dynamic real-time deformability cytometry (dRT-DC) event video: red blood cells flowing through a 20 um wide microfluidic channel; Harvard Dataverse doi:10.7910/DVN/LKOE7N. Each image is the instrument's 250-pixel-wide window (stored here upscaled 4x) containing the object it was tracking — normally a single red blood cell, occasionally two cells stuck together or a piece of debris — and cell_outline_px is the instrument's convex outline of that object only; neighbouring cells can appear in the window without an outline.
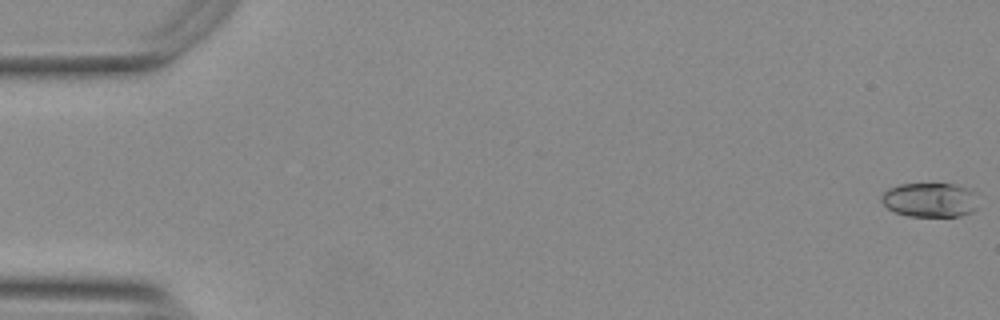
{"species": "Egyptian fruit bat (a non-hibernating species)", "species_latin": "Rousettus aegyptiacus", "temperature_condition": "warm", "stored_images_in_passage": 55, "camera_frame_rate_fps": 3000, "um_per_image_px": 0.085, "animal": {"sex": "female"}, "frame": {"image": 1, "passage_image": 1, "time_ms": 0.0, "image_size_px": [1000, 320], "cell_outline_px": [[976, 208], [972, 212], [960, 216], [908, 216], [896, 212], [888, 208], [880, 200], [880, 196], [888, 188], [900, 184], [952, 184], [964, 188], [968, 192]], "centroid_in_image_um": [78.91, 17.0], "position_along_channel_um": 6.1, "area_um2": 18.73}}
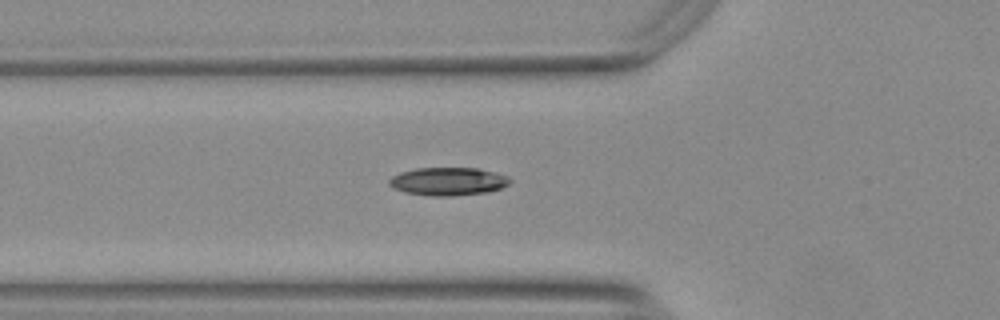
{"frame": {"image": 2, "passage_image": 20, "time_ms": 6.333, "image_size_px": [1000, 320], "cell_outline_px": [[512, 180], [508, 184], [500, 188], [488, 192], [452, 196], [432, 196], [408, 192], [392, 188], [388, 184], [388, 180], [392, 176], [400, 172], [416, 168], [476, 168], [496, 172], [508, 176]], "centroid_in_image_um": [38.09, 15.41], "position_along_channel_um": 87.7, "area_um2": 19.77}}
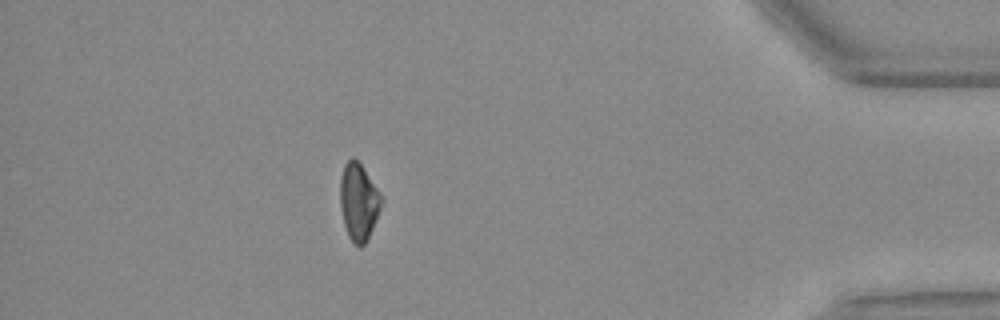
{"frame": {"image": 3, "passage_image": 49, "time_ms": 16.0, "image_size_px": [1000, 320], "cell_outline_px": [[384, 200], [368, 240], [360, 248], [348, 236], [344, 224], [340, 204], [340, 176], [344, 164], [352, 156], [360, 164], [380, 192]], "centroid_in_image_um": [30.49, 17.16], "position_along_channel_um": 404.7, "area_um2": 18.55}, "authors_computed_cell_mechanics": {"area_um2": 19.074, "velocity_mm_per_s": 3.7672, "shape_relaxation_time_tau1_ms": 4.9101, "shape_relaxation_time_tau2_ms": 4.6321, "deformation_change_tau1": 0.1312, "deformation_change_tau2": 0.089}}